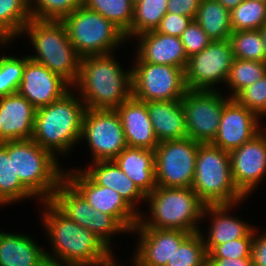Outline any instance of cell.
Here are the masks:
<instances>
[{
  "label": "cell",
  "mask_w": 266,
  "mask_h": 266,
  "mask_svg": "<svg viewBox=\"0 0 266 266\" xmlns=\"http://www.w3.org/2000/svg\"><path fill=\"white\" fill-rule=\"evenodd\" d=\"M254 239V229L246 236L216 245L209 253L208 258L239 259L251 257Z\"/></svg>",
  "instance_id": "40"
},
{
  "label": "cell",
  "mask_w": 266,
  "mask_h": 266,
  "mask_svg": "<svg viewBox=\"0 0 266 266\" xmlns=\"http://www.w3.org/2000/svg\"><path fill=\"white\" fill-rule=\"evenodd\" d=\"M71 266H103V258L95 262L78 263Z\"/></svg>",
  "instance_id": "49"
},
{
  "label": "cell",
  "mask_w": 266,
  "mask_h": 266,
  "mask_svg": "<svg viewBox=\"0 0 266 266\" xmlns=\"http://www.w3.org/2000/svg\"><path fill=\"white\" fill-rule=\"evenodd\" d=\"M192 190L206 205L235 204L247 199L236 187L229 152L200 143Z\"/></svg>",
  "instance_id": "7"
},
{
  "label": "cell",
  "mask_w": 266,
  "mask_h": 266,
  "mask_svg": "<svg viewBox=\"0 0 266 266\" xmlns=\"http://www.w3.org/2000/svg\"><path fill=\"white\" fill-rule=\"evenodd\" d=\"M187 57L200 53L212 40L201 26L192 20L180 36Z\"/></svg>",
  "instance_id": "41"
},
{
  "label": "cell",
  "mask_w": 266,
  "mask_h": 266,
  "mask_svg": "<svg viewBox=\"0 0 266 266\" xmlns=\"http://www.w3.org/2000/svg\"><path fill=\"white\" fill-rule=\"evenodd\" d=\"M116 111L123 126L127 146L156 149L159 142L149 117L146 102L131 96Z\"/></svg>",
  "instance_id": "23"
},
{
  "label": "cell",
  "mask_w": 266,
  "mask_h": 266,
  "mask_svg": "<svg viewBox=\"0 0 266 266\" xmlns=\"http://www.w3.org/2000/svg\"><path fill=\"white\" fill-rule=\"evenodd\" d=\"M85 110V104L71 89L59 100L37 108L32 139L57 159L71 156L81 140Z\"/></svg>",
  "instance_id": "3"
},
{
  "label": "cell",
  "mask_w": 266,
  "mask_h": 266,
  "mask_svg": "<svg viewBox=\"0 0 266 266\" xmlns=\"http://www.w3.org/2000/svg\"><path fill=\"white\" fill-rule=\"evenodd\" d=\"M191 21L192 19L190 17L167 12L161 19L156 31L166 35L180 37Z\"/></svg>",
  "instance_id": "42"
},
{
  "label": "cell",
  "mask_w": 266,
  "mask_h": 266,
  "mask_svg": "<svg viewBox=\"0 0 266 266\" xmlns=\"http://www.w3.org/2000/svg\"><path fill=\"white\" fill-rule=\"evenodd\" d=\"M146 206L134 228H154L199 232L206 204L192 188L157 186L146 195Z\"/></svg>",
  "instance_id": "4"
},
{
  "label": "cell",
  "mask_w": 266,
  "mask_h": 266,
  "mask_svg": "<svg viewBox=\"0 0 266 266\" xmlns=\"http://www.w3.org/2000/svg\"><path fill=\"white\" fill-rule=\"evenodd\" d=\"M246 200H248V198L235 204L205 206L202 221L205 222L206 220L207 222L209 219V229L207 228V231H204L202 230L204 228L201 227L199 233L203 238L207 254L216 245L246 237L255 228V224H251L249 221L247 223L241 216L234 215L233 213L236 211V208L238 209Z\"/></svg>",
  "instance_id": "19"
},
{
  "label": "cell",
  "mask_w": 266,
  "mask_h": 266,
  "mask_svg": "<svg viewBox=\"0 0 266 266\" xmlns=\"http://www.w3.org/2000/svg\"><path fill=\"white\" fill-rule=\"evenodd\" d=\"M39 203L40 225L50 244L45 250L49 266L95 262L111 251L99 237L69 219L50 200Z\"/></svg>",
  "instance_id": "1"
},
{
  "label": "cell",
  "mask_w": 266,
  "mask_h": 266,
  "mask_svg": "<svg viewBox=\"0 0 266 266\" xmlns=\"http://www.w3.org/2000/svg\"><path fill=\"white\" fill-rule=\"evenodd\" d=\"M222 91L187 89L181 99L188 137L211 143L218 132L224 105L230 100Z\"/></svg>",
  "instance_id": "14"
},
{
  "label": "cell",
  "mask_w": 266,
  "mask_h": 266,
  "mask_svg": "<svg viewBox=\"0 0 266 266\" xmlns=\"http://www.w3.org/2000/svg\"><path fill=\"white\" fill-rule=\"evenodd\" d=\"M50 201L69 219L99 237L111 250L115 236L130 235L114 217L94 209L66 179L59 184Z\"/></svg>",
  "instance_id": "10"
},
{
  "label": "cell",
  "mask_w": 266,
  "mask_h": 266,
  "mask_svg": "<svg viewBox=\"0 0 266 266\" xmlns=\"http://www.w3.org/2000/svg\"><path fill=\"white\" fill-rule=\"evenodd\" d=\"M167 4L168 0H141L134 4L131 29L126 34L128 41L143 32L156 30L167 13Z\"/></svg>",
  "instance_id": "31"
},
{
  "label": "cell",
  "mask_w": 266,
  "mask_h": 266,
  "mask_svg": "<svg viewBox=\"0 0 266 266\" xmlns=\"http://www.w3.org/2000/svg\"><path fill=\"white\" fill-rule=\"evenodd\" d=\"M13 156L14 173L20 182L39 200L48 201L65 179L61 162L33 139L1 143Z\"/></svg>",
  "instance_id": "6"
},
{
  "label": "cell",
  "mask_w": 266,
  "mask_h": 266,
  "mask_svg": "<svg viewBox=\"0 0 266 266\" xmlns=\"http://www.w3.org/2000/svg\"><path fill=\"white\" fill-rule=\"evenodd\" d=\"M36 110L18 93L0 97V143L32 139Z\"/></svg>",
  "instance_id": "22"
},
{
  "label": "cell",
  "mask_w": 266,
  "mask_h": 266,
  "mask_svg": "<svg viewBox=\"0 0 266 266\" xmlns=\"http://www.w3.org/2000/svg\"><path fill=\"white\" fill-rule=\"evenodd\" d=\"M259 229V225L254 228L251 257L253 266H266V228L261 233Z\"/></svg>",
  "instance_id": "43"
},
{
  "label": "cell",
  "mask_w": 266,
  "mask_h": 266,
  "mask_svg": "<svg viewBox=\"0 0 266 266\" xmlns=\"http://www.w3.org/2000/svg\"><path fill=\"white\" fill-rule=\"evenodd\" d=\"M199 144L189 137L159 142L154 150L157 186L191 188Z\"/></svg>",
  "instance_id": "11"
},
{
  "label": "cell",
  "mask_w": 266,
  "mask_h": 266,
  "mask_svg": "<svg viewBox=\"0 0 266 266\" xmlns=\"http://www.w3.org/2000/svg\"><path fill=\"white\" fill-rule=\"evenodd\" d=\"M72 89L60 75L25 55L23 78L17 93L36 109L59 100Z\"/></svg>",
  "instance_id": "18"
},
{
  "label": "cell",
  "mask_w": 266,
  "mask_h": 266,
  "mask_svg": "<svg viewBox=\"0 0 266 266\" xmlns=\"http://www.w3.org/2000/svg\"><path fill=\"white\" fill-rule=\"evenodd\" d=\"M65 179L96 210L114 217L129 233L139 215L114 190L97 185L81 167L65 168Z\"/></svg>",
  "instance_id": "15"
},
{
  "label": "cell",
  "mask_w": 266,
  "mask_h": 266,
  "mask_svg": "<svg viewBox=\"0 0 266 266\" xmlns=\"http://www.w3.org/2000/svg\"><path fill=\"white\" fill-rule=\"evenodd\" d=\"M20 37L29 38L28 42L34 52L33 55L27 54L30 59L60 75L71 86L76 83L81 57L70 42L62 21L31 19L24 26Z\"/></svg>",
  "instance_id": "5"
},
{
  "label": "cell",
  "mask_w": 266,
  "mask_h": 266,
  "mask_svg": "<svg viewBox=\"0 0 266 266\" xmlns=\"http://www.w3.org/2000/svg\"><path fill=\"white\" fill-rule=\"evenodd\" d=\"M265 75L266 62L234 58L225 84V90L228 88L225 94L233 98L240 90L252 85Z\"/></svg>",
  "instance_id": "32"
},
{
  "label": "cell",
  "mask_w": 266,
  "mask_h": 266,
  "mask_svg": "<svg viewBox=\"0 0 266 266\" xmlns=\"http://www.w3.org/2000/svg\"><path fill=\"white\" fill-rule=\"evenodd\" d=\"M82 170L99 186L116 191L122 199L139 215L143 210L146 195L130 180L113 160L89 162Z\"/></svg>",
  "instance_id": "24"
},
{
  "label": "cell",
  "mask_w": 266,
  "mask_h": 266,
  "mask_svg": "<svg viewBox=\"0 0 266 266\" xmlns=\"http://www.w3.org/2000/svg\"><path fill=\"white\" fill-rule=\"evenodd\" d=\"M31 19L30 0H0V42L16 41Z\"/></svg>",
  "instance_id": "30"
},
{
  "label": "cell",
  "mask_w": 266,
  "mask_h": 266,
  "mask_svg": "<svg viewBox=\"0 0 266 266\" xmlns=\"http://www.w3.org/2000/svg\"><path fill=\"white\" fill-rule=\"evenodd\" d=\"M201 0H168L167 12L195 19Z\"/></svg>",
  "instance_id": "44"
},
{
  "label": "cell",
  "mask_w": 266,
  "mask_h": 266,
  "mask_svg": "<svg viewBox=\"0 0 266 266\" xmlns=\"http://www.w3.org/2000/svg\"><path fill=\"white\" fill-rule=\"evenodd\" d=\"M25 55H0V97L17 93L23 78Z\"/></svg>",
  "instance_id": "37"
},
{
  "label": "cell",
  "mask_w": 266,
  "mask_h": 266,
  "mask_svg": "<svg viewBox=\"0 0 266 266\" xmlns=\"http://www.w3.org/2000/svg\"><path fill=\"white\" fill-rule=\"evenodd\" d=\"M134 40H138L133 44L134 53L141 61L175 66L185 70L188 57L180 37L151 30L138 34L131 39V42L134 43Z\"/></svg>",
  "instance_id": "21"
},
{
  "label": "cell",
  "mask_w": 266,
  "mask_h": 266,
  "mask_svg": "<svg viewBox=\"0 0 266 266\" xmlns=\"http://www.w3.org/2000/svg\"><path fill=\"white\" fill-rule=\"evenodd\" d=\"M222 4L227 10L231 11L237 7L243 0H217Z\"/></svg>",
  "instance_id": "47"
},
{
  "label": "cell",
  "mask_w": 266,
  "mask_h": 266,
  "mask_svg": "<svg viewBox=\"0 0 266 266\" xmlns=\"http://www.w3.org/2000/svg\"><path fill=\"white\" fill-rule=\"evenodd\" d=\"M261 33V38L263 42V48H264V55H265V62H266V23L259 29Z\"/></svg>",
  "instance_id": "48"
},
{
  "label": "cell",
  "mask_w": 266,
  "mask_h": 266,
  "mask_svg": "<svg viewBox=\"0 0 266 266\" xmlns=\"http://www.w3.org/2000/svg\"><path fill=\"white\" fill-rule=\"evenodd\" d=\"M158 142L188 137L181 100L146 102Z\"/></svg>",
  "instance_id": "27"
},
{
  "label": "cell",
  "mask_w": 266,
  "mask_h": 266,
  "mask_svg": "<svg viewBox=\"0 0 266 266\" xmlns=\"http://www.w3.org/2000/svg\"><path fill=\"white\" fill-rule=\"evenodd\" d=\"M190 234L184 230L133 228L130 235H137V243L132 252L139 266H166Z\"/></svg>",
  "instance_id": "20"
},
{
  "label": "cell",
  "mask_w": 266,
  "mask_h": 266,
  "mask_svg": "<svg viewBox=\"0 0 266 266\" xmlns=\"http://www.w3.org/2000/svg\"><path fill=\"white\" fill-rule=\"evenodd\" d=\"M115 255L117 254L114 252V250H111L105 257H103V266H126V265L120 264L121 261L118 260L119 259L118 255L117 256ZM130 262H131V266H139L137 258L133 253H132V260L130 257Z\"/></svg>",
  "instance_id": "46"
},
{
  "label": "cell",
  "mask_w": 266,
  "mask_h": 266,
  "mask_svg": "<svg viewBox=\"0 0 266 266\" xmlns=\"http://www.w3.org/2000/svg\"><path fill=\"white\" fill-rule=\"evenodd\" d=\"M234 58L265 62L259 30L235 31L229 37Z\"/></svg>",
  "instance_id": "36"
},
{
  "label": "cell",
  "mask_w": 266,
  "mask_h": 266,
  "mask_svg": "<svg viewBox=\"0 0 266 266\" xmlns=\"http://www.w3.org/2000/svg\"><path fill=\"white\" fill-rule=\"evenodd\" d=\"M229 154L233 181L237 189L250 199L266 178V131L263 129Z\"/></svg>",
  "instance_id": "16"
},
{
  "label": "cell",
  "mask_w": 266,
  "mask_h": 266,
  "mask_svg": "<svg viewBox=\"0 0 266 266\" xmlns=\"http://www.w3.org/2000/svg\"><path fill=\"white\" fill-rule=\"evenodd\" d=\"M261 123L257 114L231 98L224 105L219 129L211 144L230 153L262 131Z\"/></svg>",
  "instance_id": "17"
},
{
  "label": "cell",
  "mask_w": 266,
  "mask_h": 266,
  "mask_svg": "<svg viewBox=\"0 0 266 266\" xmlns=\"http://www.w3.org/2000/svg\"><path fill=\"white\" fill-rule=\"evenodd\" d=\"M208 254L199 232L191 233L175 250L166 266H207Z\"/></svg>",
  "instance_id": "35"
},
{
  "label": "cell",
  "mask_w": 266,
  "mask_h": 266,
  "mask_svg": "<svg viewBox=\"0 0 266 266\" xmlns=\"http://www.w3.org/2000/svg\"><path fill=\"white\" fill-rule=\"evenodd\" d=\"M83 6L102 15L125 34L130 31L134 16L132 0H83Z\"/></svg>",
  "instance_id": "33"
},
{
  "label": "cell",
  "mask_w": 266,
  "mask_h": 266,
  "mask_svg": "<svg viewBox=\"0 0 266 266\" xmlns=\"http://www.w3.org/2000/svg\"><path fill=\"white\" fill-rule=\"evenodd\" d=\"M116 56L113 52L80 59L79 76L72 89L86 109L116 110L132 96V67L126 70Z\"/></svg>",
  "instance_id": "2"
},
{
  "label": "cell",
  "mask_w": 266,
  "mask_h": 266,
  "mask_svg": "<svg viewBox=\"0 0 266 266\" xmlns=\"http://www.w3.org/2000/svg\"><path fill=\"white\" fill-rule=\"evenodd\" d=\"M233 60L234 56L229 39L212 41L200 53L188 58L184 70L187 89L222 91L227 82ZM220 85L224 87L221 89Z\"/></svg>",
  "instance_id": "13"
},
{
  "label": "cell",
  "mask_w": 266,
  "mask_h": 266,
  "mask_svg": "<svg viewBox=\"0 0 266 266\" xmlns=\"http://www.w3.org/2000/svg\"><path fill=\"white\" fill-rule=\"evenodd\" d=\"M83 141L90 151V162L116 158L127 147L117 111L86 109L80 145Z\"/></svg>",
  "instance_id": "12"
},
{
  "label": "cell",
  "mask_w": 266,
  "mask_h": 266,
  "mask_svg": "<svg viewBox=\"0 0 266 266\" xmlns=\"http://www.w3.org/2000/svg\"><path fill=\"white\" fill-rule=\"evenodd\" d=\"M41 245L30 234L0 229V266H49Z\"/></svg>",
  "instance_id": "25"
},
{
  "label": "cell",
  "mask_w": 266,
  "mask_h": 266,
  "mask_svg": "<svg viewBox=\"0 0 266 266\" xmlns=\"http://www.w3.org/2000/svg\"><path fill=\"white\" fill-rule=\"evenodd\" d=\"M265 119H266V117L264 118V120H263V123H262V124H263V129L266 131V126H265V125H266V120H265ZM264 123H265V124H264Z\"/></svg>",
  "instance_id": "51"
},
{
  "label": "cell",
  "mask_w": 266,
  "mask_h": 266,
  "mask_svg": "<svg viewBox=\"0 0 266 266\" xmlns=\"http://www.w3.org/2000/svg\"><path fill=\"white\" fill-rule=\"evenodd\" d=\"M113 161L145 195L157 187L154 150L127 146Z\"/></svg>",
  "instance_id": "26"
},
{
  "label": "cell",
  "mask_w": 266,
  "mask_h": 266,
  "mask_svg": "<svg viewBox=\"0 0 266 266\" xmlns=\"http://www.w3.org/2000/svg\"><path fill=\"white\" fill-rule=\"evenodd\" d=\"M139 1H141V0H132V3H133V4H136V3L139 2Z\"/></svg>",
  "instance_id": "52"
},
{
  "label": "cell",
  "mask_w": 266,
  "mask_h": 266,
  "mask_svg": "<svg viewBox=\"0 0 266 266\" xmlns=\"http://www.w3.org/2000/svg\"><path fill=\"white\" fill-rule=\"evenodd\" d=\"M29 199L40 201L20 182L14 173L13 156L0 143V208Z\"/></svg>",
  "instance_id": "29"
},
{
  "label": "cell",
  "mask_w": 266,
  "mask_h": 266,
  "mask_svg": "<svg viewBox=\"0 0 266 266\" xmlns=\"http://www.w3.org/2000/svg\"><path fill=\"white\" fill-rule=\"evenodd\" d=\"M62 22L67 28L70 42L81 58L113 53L128 45L126 34L120 28L83 5Z\"/></svg>",
  "instance_id": "8"
},
{
  "label": "cell",
  "mask_w": 266,
  "mask_h": 266,
  "mask_svg": "<svg viewBox=\"0 0 266 266\" xmlns=\"http://www.w3.org/2000/svg\"><path fill=\"white\" fill-rule=\"evenodd\" d=\"M207 266H253L252 257L246 258H208Z\"/></svg>",
  "instance_id": "45"
},
{
  "label": "cell",
  "mask_w": 266,
  "mask_h": 266,
  "mask_svg": "<svg viewBox=\"0 0 266 266\" xmlns=\"http://www.w3.org/2000/svg\"><path fill=\"white\" fill-rule=\"evenodd\" d=\"M233 32L259 30L266 23V2L243 0L230 11Z\"/></svg>",
  "instance_id": "34"
},
{
  "label": "cell",
  "mask_w": 266,
  "mask_h": 266,
  "mask_svg": "<svg viewBox=\"0 0 266 266\" xmlns=\"http://www.w3.org/2000/svg\"><path fill=\"white\" fill-rule=\"evenodd\" d=\"M233 99L264 119L266 117V75L240 90Z\"/></svg>",
  "instance_id": "39"
},
{
  "label": "cell",
  "mask_w": 266,
  "mask_h": 266,
  "mask_svg": "<svg viewBox=\"0 0 266 266\" xmlns=\"http://www.w3.org/2000/svg\"><path fill=\"white\" fill-rule=\"evenodd\" d=\"M132 96L140 101L181 100L186 93L183 68L141 61L133 54Z\"/></svg>",
  "instance_id": "9"
},
{
  "label": "cell",
  "mask_w": 266,
  "mask_h": 266,
  "mask_svg": "<svg viewBox=\"0 0 266 266\" xmlns=\"http://www.w3.org/2000/svg\"><path fill=\"white\" fill-rule=\"evenodd\" d=\"M11 43H15V42H0V48H4L3 50H5L6 46L10 47ZM9 44V45H8Z\"/></svg>",
  "instance_id": "50"
},
{
  "label": "cell",
  "mask_w": 266,
  "mask_h": 266,
  "mask_svg": "<svg viewBox=\"0 0 266 266\" xmlns=\"http://www.w3.org/2000/svg\"><path fill=\"white\" fill-rule=\"evenodd\" d=\"M82 5L83 0H30V11L32 19L62 21Z\"/></svg>",
  "instance_id": "38"
},
{
  "label": "cell",
  "mask_w": 266,
  "mask_h": 266,
  "mask_svg": "<svg viewBox=\"0 0 266 266\" xmlns=\"http://www.w3.org/2000/svg\"><path fill=\"white\" fill-rule=\"evenodd\" d=\"M194 20L212 41L227 40L233 32L230 11L217 0H201Z\"/></svg>",
  "instance_id": "28"
}]
</instances>
